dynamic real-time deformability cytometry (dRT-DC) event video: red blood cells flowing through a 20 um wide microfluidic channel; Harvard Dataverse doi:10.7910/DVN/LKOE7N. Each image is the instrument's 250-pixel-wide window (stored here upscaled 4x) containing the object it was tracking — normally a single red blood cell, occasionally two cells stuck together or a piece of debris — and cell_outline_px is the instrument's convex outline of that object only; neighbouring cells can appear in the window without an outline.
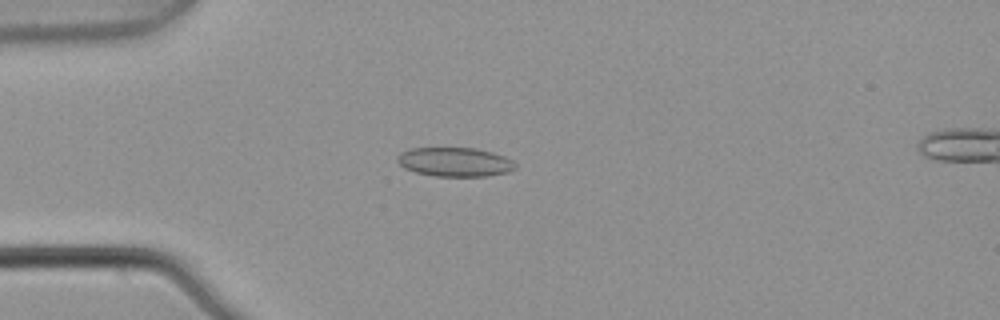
{"species": "common noctule bat (a hibernating species)", "species_latin": "Nyctalus noctula", "temperature_condition": "warm", "stored_images_in_passage": 6, "camera_frame_rate_fps": 3000, "um_per_image_px": 0.085, "animal": {"sex": "male", "body_mass_g": 21.5, "forearm_length_mm": 52.0}, "frame": {"image": 1, "passage_image": 4, "time_ms": 1.0, "image_size_px": [1000, 320], "cell_outline_px": [[516, 168], [508, 172], [484, 176], [436, 176], [416, 172], [404, 168], [396, 160], [396, 156], [400, 152], [412, 148], [476, 148], [492, 152], [504, 156], [512, 160], [516, 164]], "centroid_in_image_um": [38.65, 13.76], "position_along_channel_um": 46.3, "area_um2": 20.0}}
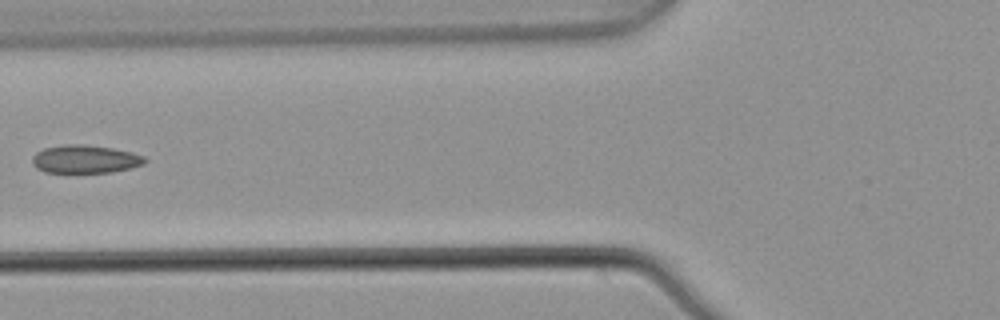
{"frame": {"image": 2, "passage_image": 6, "time_ms": 1.667, "image_size_px": [1000, 320], "cell_outline_px": [[148, 160], [144, 164], [112, 172], [44, 172], [36, 168], [32, 164], [32, 156], [36, 152], [44, 148], [64, 144], [84, 144], [112, 148], [132, 152], [144, 156]], "centroid_in_image_um": [7.22, 13.52], "position_along_channel_um": 118.6, "area_um2": 18.5}}